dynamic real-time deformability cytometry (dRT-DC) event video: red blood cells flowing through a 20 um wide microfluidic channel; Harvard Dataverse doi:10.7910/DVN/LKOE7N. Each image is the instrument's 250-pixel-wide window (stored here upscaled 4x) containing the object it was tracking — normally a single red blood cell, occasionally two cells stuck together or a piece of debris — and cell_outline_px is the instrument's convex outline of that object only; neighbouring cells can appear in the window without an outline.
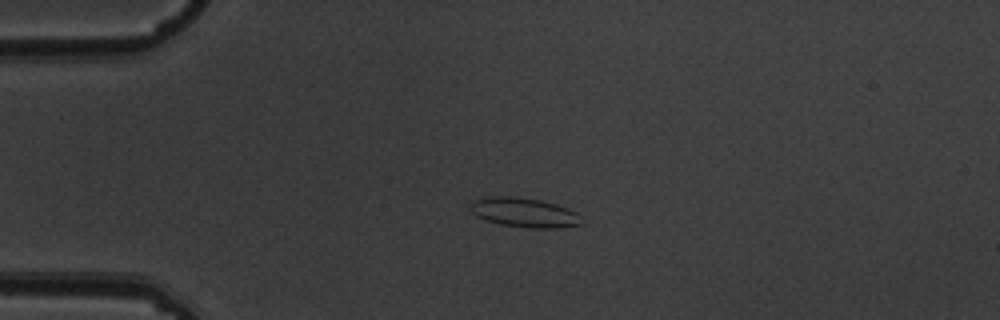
{"species": "common noctule bat (a hibernating species)", "species_latin": "Nyctalus noctula", "temperature_condition": "warm", "stored_images_in_passage": 4, "camera_frame_rate_fps": 3000, "um_per_image_px": 0.085, "animal": {"sex": "male", "body_mass_g": 19.5, "forearm_length_mm": 54.6}, "frame": {"image": 1, "passage_image": 3, "time_ms": 0.667, "image_size_px": [1000, 320], "cell_outline_px": [[584, 224], [556, 228], [528, 228], [500, 224], [476, 216], [472, 212], [468, 204], [472, 200], [488, 196], [512, 196], [540, 200], [556, 204], [568, 208], [576, 212]], "centroid_in_image_um": [44.54, 18.06], "position_along_channel_um": 40.5, "area_um2": 19.19}}